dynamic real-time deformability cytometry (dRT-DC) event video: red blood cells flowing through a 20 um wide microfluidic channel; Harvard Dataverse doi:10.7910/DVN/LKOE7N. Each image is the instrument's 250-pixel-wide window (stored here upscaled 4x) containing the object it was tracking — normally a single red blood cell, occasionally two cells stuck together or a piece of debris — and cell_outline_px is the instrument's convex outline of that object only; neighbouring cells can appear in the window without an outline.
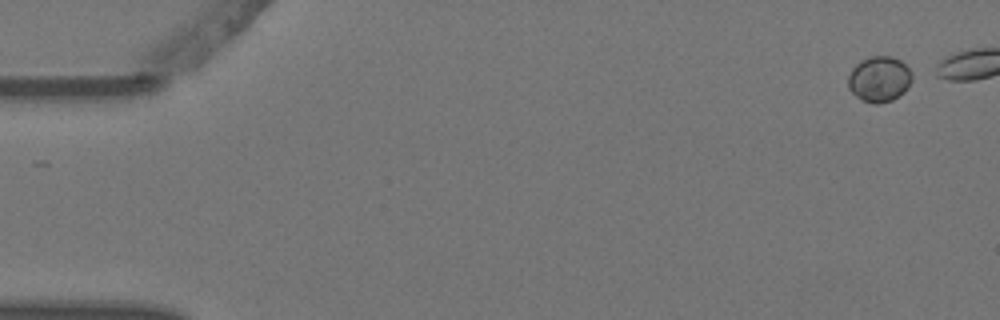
{"species": "Egyptian fruit bat (a non-hibernating species)", "species_latin": "Rousettus aegyptiacus", "temperature_condition": "warm", "stored_images_in_passage": 7, "camera_frame_rate_fps": 3000, "um_per_image_px": 0.085, "animal": {"sex": "female"}, "frame": {"image": 1, "passage_image": 1, "time_ms": 0.0, "image_size_px": [1000, 320], "cell_outline_px": [[912, 80], [908, 88], [904, 92], [892, 100], [876, 104], [872, 104], [860, 100], [848, 88], [848, 76], [852, 68], [860, 60], [868, 56], [892, 56], [900, 60], [912, 72]], "centroid_in_image_um": [74.73, 6.72], "position_along_channel_um": 10.3, "area_um2": 17.22}}
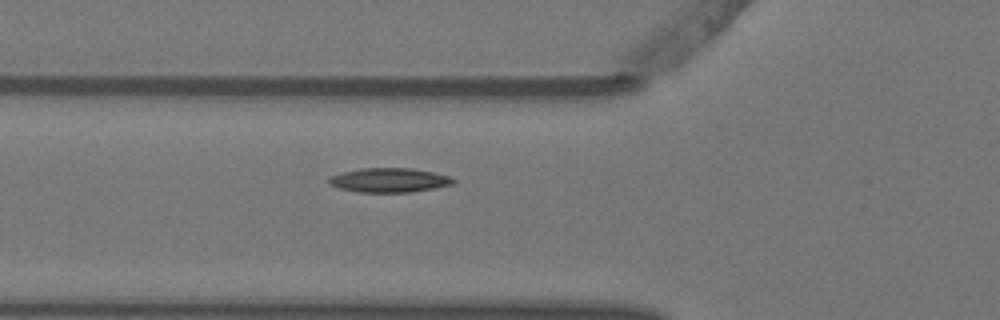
{"frame": {"image": 2, "passage_image": 7, "time_ms": 2.0, "image_size_px": [1000, 320], "cell_outline_px": [[456, 184], [408, 192], [360, 192], [340, 188], [328, 184], [328, 176], [360, 168], [412, 168], [432, 172], [448, 176], [456, 180]], "centroid_in_image_um": [33.07, 15.31], "position_along_channel_um": 92.7, "area_um2": 17.51}}